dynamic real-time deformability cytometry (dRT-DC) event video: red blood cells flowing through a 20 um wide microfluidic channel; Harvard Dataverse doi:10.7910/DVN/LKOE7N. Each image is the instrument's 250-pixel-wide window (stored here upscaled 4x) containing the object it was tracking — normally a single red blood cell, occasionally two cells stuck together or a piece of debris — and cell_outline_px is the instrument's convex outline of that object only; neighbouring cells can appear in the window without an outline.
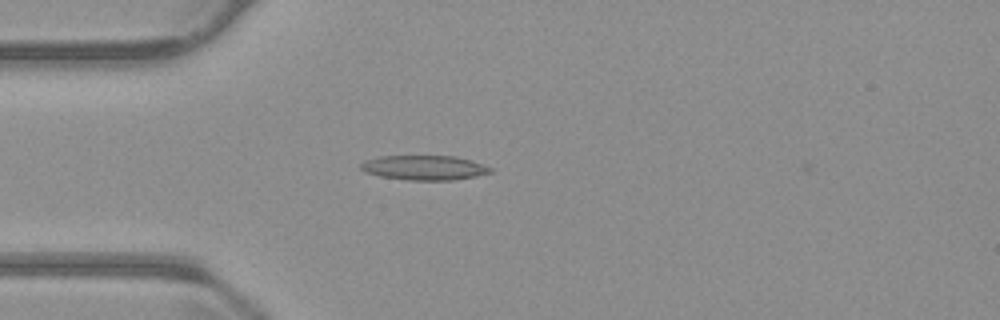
{"species": "common noctule bat (a hibernating species)", "species_latin": "Nyctalus noctula", "temperature_condition": "warm", "stored_images_in_passage": 36, "camera_frame_rate_fps": 3000, "um_per_image_px": 0.085, "animal": {"sex": "male", "body_mass_g": 23.1, "forearm_length_mm": 52.7}, "frame": {"image": 1, "passage_image": 1, "time_ms": 0.0, "image_size_px": [1000, 320], "cell_outline_px": [[492, 172], [476, 176], [452, 180], [408, 180], [380, 176], [364, 172], [360, 168], [360, 164], [364, 160], [380, 156], [452, 156], [468, 160], [492, 168]], "centroid_in_image_um": [36.0, 14.26], "position_along_channel_um": 49.0, "area_um2": 18.44}}
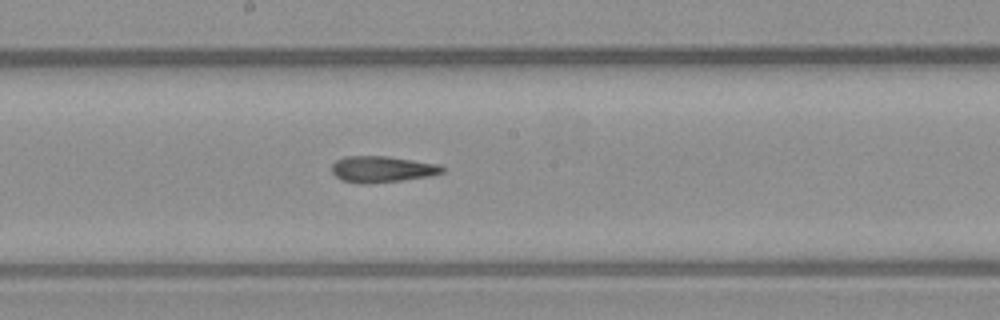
{"frame": {"image": 2, "passage_image": 15, "time_ms": 4.667, "image_size_px": [1000, 320], "cell_outline_px": [[444, 172], [428, 176], [404, 180], [364, 184], [344, 180], [336, 176], [332, 172], [332, 164], [336, 160], [344, 156], [388, 156], [440, 164], [444, 168]], "centroid_in_image_um": [32.49, 14.37], "position_along_channel_um": 215.7, "area_um2": 16.88}}
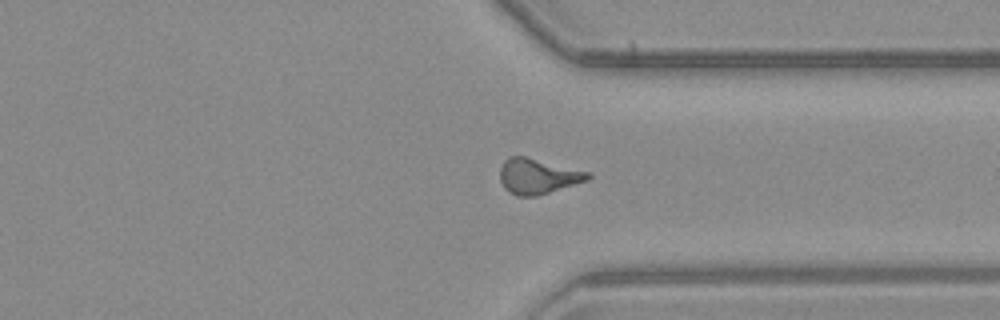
{"frame": {"image": 3, "passage_image": 27, "time_ms": 8.667, "image_size_px": [1000, 320], "cell_outline_px": [[592, 176], [588, 180], [536, 196], [516, 196], [508, 192], [504, 188], [500, 180], [500, 168], [504, 160], [508, 156], [524, 156], [592, 172]], "centroid_in_image_um": [45.71, 14.97], "position_along_channel_um": 365.7, "area_um2": 18.21}}